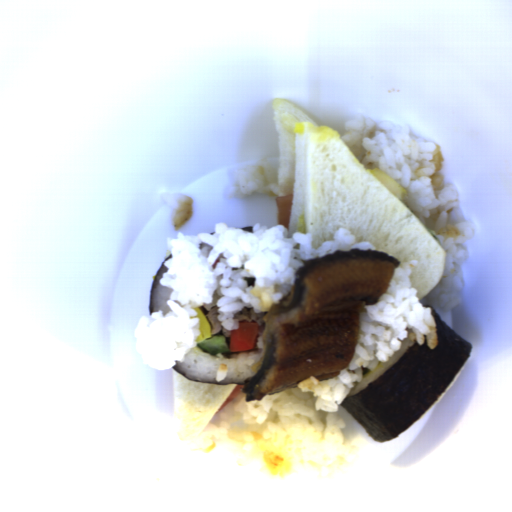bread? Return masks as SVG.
Here are the masks:
<instances>
[{
  "label": "bread",
  "mask_w": 512,
  "mask_h": 512,
  "mask_svg": "<svg viewBox=\"0 0 512 512\" xmlns=\"http://www.w3.org/2000/svg\"><path fill=\"white\" fill-rule=\"evenodd\" d=\"M272 111L279 137L275 184L284 196L293 194L288 235H309L318 249L344 229L400 264L415 261L410 282L419 301L427 297L446 270V253L406 205V190L381 169H366L337 130L293 104L274 98Z\"/></svg>",
  "instance_id": "8d2b1439"
},
{
  "label": "bread",
  "mask_w": 512,
  "mask_h": 512,
  "mask_svg": "<svg viewBox=\"0 0 512 512\" xmlns=\"http://www.w3.org/2000/svg\"><path fill=\"white\" fill-rule=\"evenodd\" d=\"M237 384L190 381L173 368L174 420L178 444H190Z\"/></svg>",
  "instance_id": "cb027b5d"
}]
</instances>
